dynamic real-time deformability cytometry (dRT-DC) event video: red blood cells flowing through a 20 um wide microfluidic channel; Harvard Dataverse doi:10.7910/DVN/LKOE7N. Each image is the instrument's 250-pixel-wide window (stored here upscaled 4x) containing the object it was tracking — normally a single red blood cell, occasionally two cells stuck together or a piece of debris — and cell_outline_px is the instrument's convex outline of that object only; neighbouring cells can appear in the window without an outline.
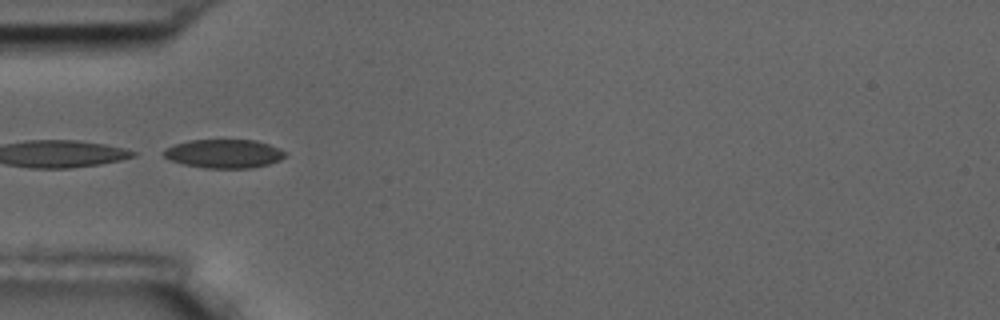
{"species": "common noctule bat (a hibernating species)", "species_latin": "Nyctalus noctula", "temperature_condition": "room temperature", "stored_images_in_passage": 6, "camera_frame_rate_fps": 3000, "um_per_image_px": 0.085, "animal": {"sex": "male", "body_mass_g": 17.5, "forearm_length_mm": 52.3}, "frame": {"image": 1, "passage_image": 3, "time_ms": 2.333, "image_size_px": [1000, 320], "cell_outline_px": [[288, 152], [280, 160], [268, 164], [252, 168], [204, 168], [184, 164], [172, 160], [164, 156], [160, 152], [164, 148], [172, 144], [188, 140], [256, 140], [280, 148]], "centroid_in_image_um": [19.02, 13.05], "position_along_channel_um": 66.0, "area_um2": 20.52}}
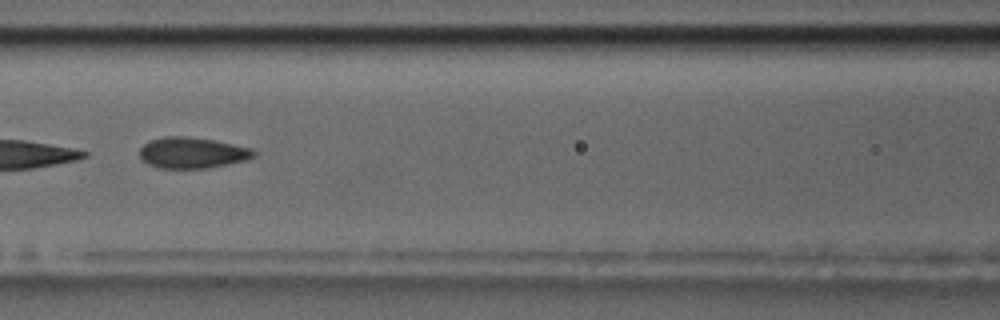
{"frame": {"image": 2, "passage_image": 5, "time_ms": 4.667, "image_size_px": [1000, 320], "cell_outline_px": [[256, 156], [248, 160], [208, 168], [160, 168], [148, 164], [140, 160], [140, 148], [148, 140], [164, 136], [184, 136], [212, 140], [252, 148], [256, 152]], "centroid_in_image_um": [16.33, 12.99], "position_along_channel_um": 150.3, "area_um2": 20.75}}